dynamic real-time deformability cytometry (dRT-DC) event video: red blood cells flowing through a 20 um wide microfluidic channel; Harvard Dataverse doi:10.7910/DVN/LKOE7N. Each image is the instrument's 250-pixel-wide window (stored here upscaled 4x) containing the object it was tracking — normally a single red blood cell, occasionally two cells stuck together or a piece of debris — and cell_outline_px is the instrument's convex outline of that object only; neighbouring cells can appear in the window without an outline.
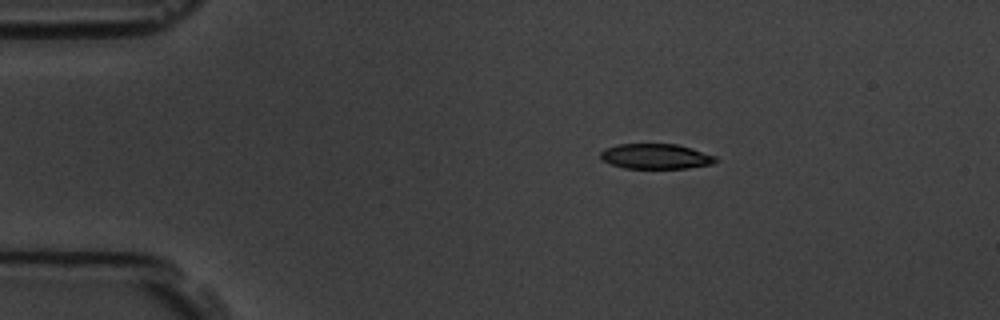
{"species": "common noctule bat (a hibernating species)", "species_latin": "Nyctalus noctula", "temperature_condition": "room temperature", "stored_images_in_passage": 4, "camera_frame_rate_fps": 3000, "um_per_image_px": 0.085, "animal": {"sex": "male", "body_mass_g": 19.5, "forearm_length_mm": 54.6}, "frame": {"image": 1, "passage_image": 2, "time_ms": 2.0, "image_size_px": [1000, 320], "cell_outline_px": [[720, 160], [712, 164], [688, 168], [624, 168], [612, 164], [604, 160], [600, 156], [600, 152], [604, 148], [620, 144], [676, 144], [692, 148], [716, 156]], "centroid_in_image_um": [55.78, 13.29], "position_along_channel_um": 29.2, "area_um2": 16.88}}
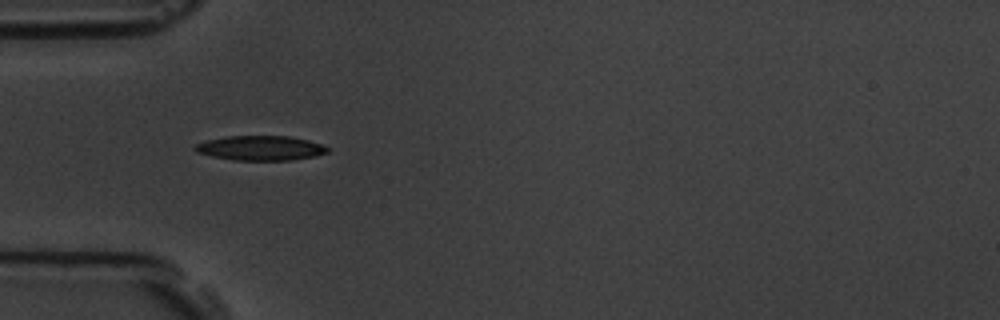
{"frame": {"image": 2, "passage_image": 4, "time_ms": 4.333, "image_size_px": [1000, 320], "cell_outline_px": [[332, 148], [328, 152], [316, 156], [292, 160], [232, 160], [212, 156], [196, 152], [192, 148], [196, 144], [208, 140], [228, 136], [288, 136], [308, 140]], "centroid_in_image_um": [22.16, 12.59], "position_along_channel_um": 62.8, "area_um2": 19.07}}